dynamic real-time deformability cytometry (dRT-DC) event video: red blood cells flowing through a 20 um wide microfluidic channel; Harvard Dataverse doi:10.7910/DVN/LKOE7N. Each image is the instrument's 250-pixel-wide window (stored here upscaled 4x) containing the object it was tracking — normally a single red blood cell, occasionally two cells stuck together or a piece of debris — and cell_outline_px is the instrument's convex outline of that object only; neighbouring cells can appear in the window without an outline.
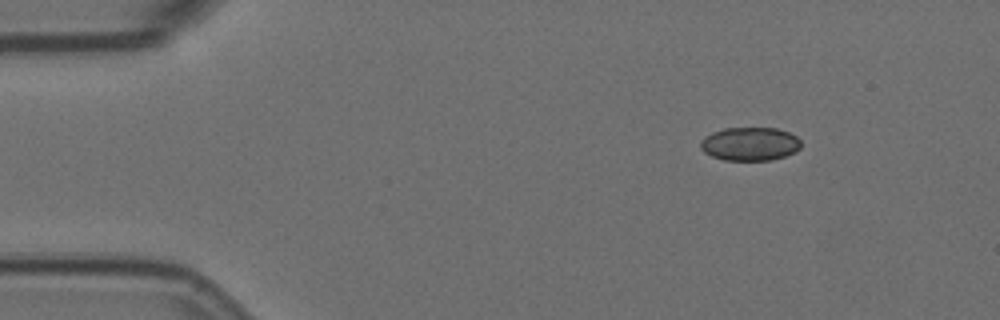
{"species": "Egyptian fruit bat (a non-hibernating species)", "species_latin": "Rousettus aegyptiacus", "temperature_condition": "room temperature", "stored_images_in_passage": 3, "camera_frame_rate_fps": 3000, "um_per_image_px": 0.085, "animal": {"sex": "female"}, "frame": {"image": 1, "passage_image": 1, "time_ms": 0.0, "image_size_px": [1000, 320], "cell_outline_px": [[800, 148], [796, 152], [772, 160], [724, 160], [712, 156], [704, 152], [700, 148], [700, 140], [704, 136], [712, 132], [724, 128], [776, 128], [788, 132], [796, 136], [800, 140]], "centroid_in_image_um": [63.73, 12.23], "position_along_channel_um": 21.3, "area_um2": 19.71}}